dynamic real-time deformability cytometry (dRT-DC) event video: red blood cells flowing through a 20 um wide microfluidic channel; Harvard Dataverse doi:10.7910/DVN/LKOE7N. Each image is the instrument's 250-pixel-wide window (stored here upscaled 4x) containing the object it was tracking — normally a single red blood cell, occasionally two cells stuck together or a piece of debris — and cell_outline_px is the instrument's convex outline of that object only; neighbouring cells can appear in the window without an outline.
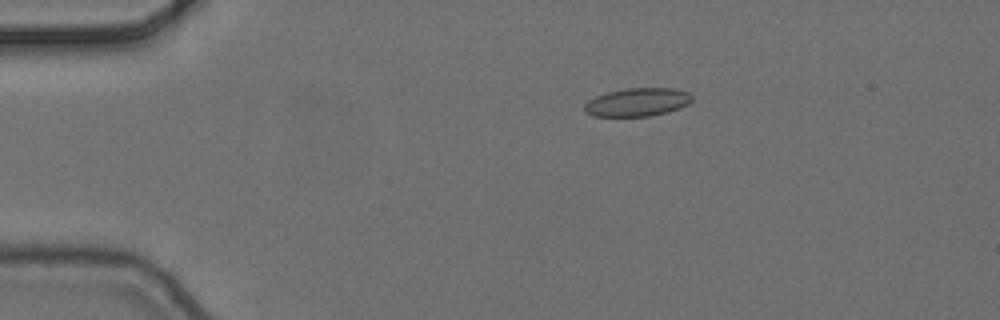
{"species": "common noctule bat (a hibernating species)", "species_latin": "Nyctalus noctula", "temperature_condition": "cold", "stored_images_in_passage": 8, "camera_frame_rate_fps": 3000, "um_per_image_px": 0.085, "animal": {"sex": "female", "body_mass_g": 24.6, "forearm_length_mm": 56.2}, "frame": {"image": 1, "passage_image": 3, "time_ms": 0.667, "image_size_px": [1000, 320], "cell_outline_px": [[692, 100], [688, 104], [680, 108], [668, 112], [648, 116], [592, 116], [584, 112], [584, 104], [588, 100], [596, 96], [608, 92], [624, 88], [676, 88], [688, 92], [692, 96]], "centroid_in_image_um": [54.17, 8.68], "position_along_channel_um": 30.8, "area_um2": 17.86}}
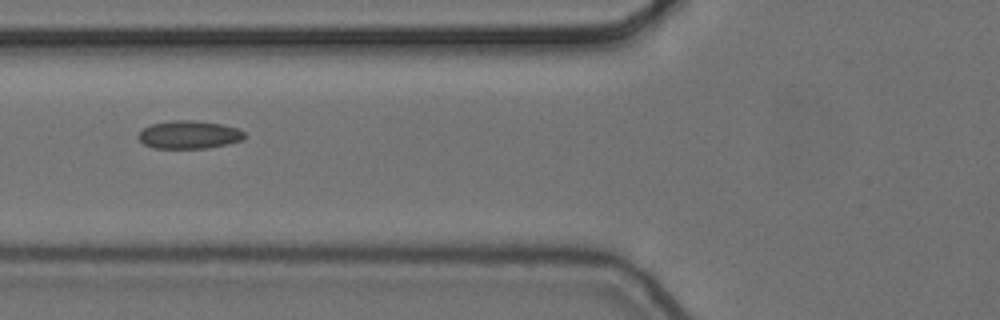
{"frame": {"image": 2, "passage_image": 6, "time_ms": 1.667, "image_size_px": [1000, 320], "cell_outline_px": [[244, 140], [228, 144], [208, 148], [152, 148], [144, 144], [136, 136], [144, 128], [152, 124], [172, 120], [192, 120], [220, 124], [236, 128], [244, 132]], "centroid_in_image_um": [16.06, 11.46], "position_along_channel_um": 109.7, "area_um2": 17.28}}
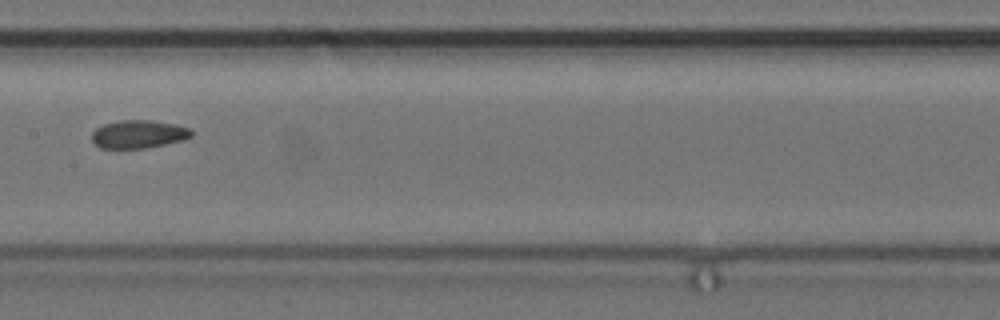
{"frame": {"image": 3, "passage_image": 8, "time_ms": 2.333, "image_size_px": [1000, 320], "cell_outline_px": [[192, 136], [184, 140], [148, 148], [100, 148], [92, 140], [92, 132], [96, 128], [104, 124], [116, 120], [152, 120], [176, 124], [188, 128], [192, 132]], "centroid_in_image_um": [11.78, 11.4], "position_along_channel_um": 195.6, "area_um2": 16.42}}